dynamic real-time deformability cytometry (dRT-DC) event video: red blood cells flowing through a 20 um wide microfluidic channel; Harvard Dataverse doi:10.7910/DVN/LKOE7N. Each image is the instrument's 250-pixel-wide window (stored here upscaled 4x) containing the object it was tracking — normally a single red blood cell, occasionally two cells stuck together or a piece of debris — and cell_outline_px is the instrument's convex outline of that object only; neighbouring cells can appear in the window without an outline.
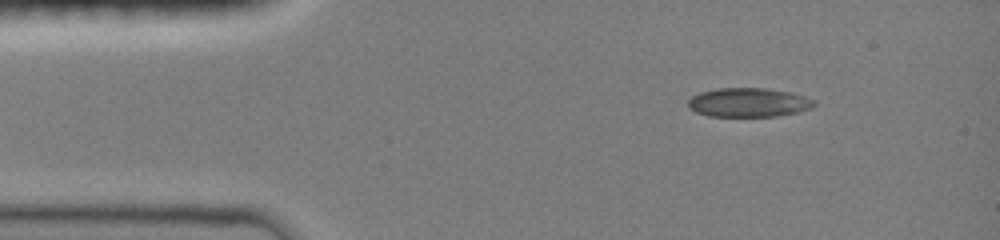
{"species": "common noctule bat (a hibernating species)", "species_latin": "Nyctalus noctula", "temperature_condition": "room temperature", "stored_images_in_passage": 42, "camera_frame_rate_fps": 3000, "um_per_image_px": 0.085, "animal": {"sex": "female", "body_mass_g": 19.0, "forearm_length_mm": 51.5}, "frame": {"image": 1, "passage_image": 1, "time_ms": 0.0, "image_size_px": [1000, 240], "cell_outline_px": [[816, 104], [812, 108], [800, 112], [776, 116], [708, 116], [696, 112], [688, 108], [688, 100], [692, 96], [700, 92], [716, 88], [764, 88], [788, 92], [804, 96], [816, 100]], "centroid_in_image_um": [63.63, 8.71], "position_along_channel_um": 21.4, "area_um2": 21.44}}
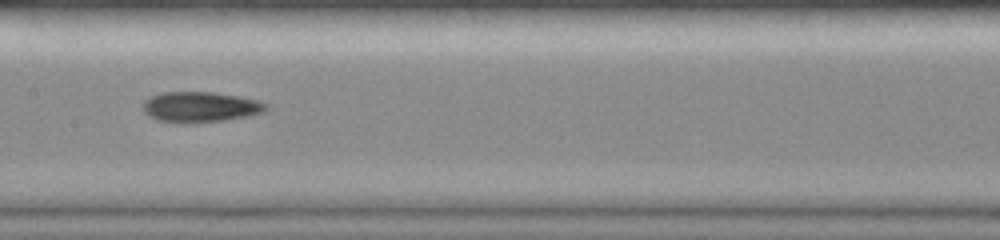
{"frame": {"image": 2, "passage_image": 18, "time_ms": 5.667, "image_size_px": [1000, 240], "cell_outline_px": [[268, 108], [264, 112], [248, 116], [224, 120], [188, 124], [180, 124], [156, 120], [148, 116], [144, 112], [144, 100], [148, 96], [160, 92], [212, 92], [240, 96], [260, 100], [268, 104]], "centroid_in_image_um": [17.01, 9.1], "position_along_channel_um": 190.4, "area_um2": 22.37}}
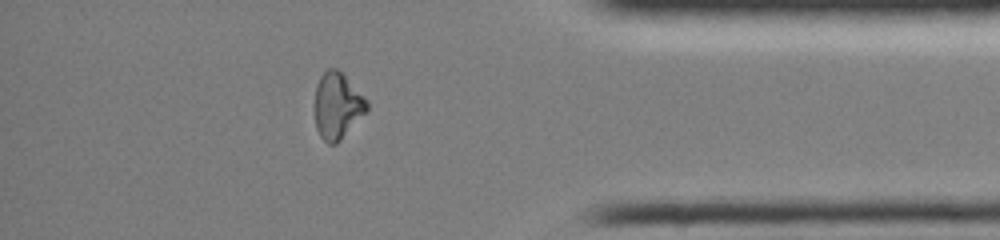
{"frame": {"image": 3, "passage_image": 35, "time_ms": 11.333, "image_size_px": [1000, 240], "cell_outline_px": [[368, 112], [336, 144], [328, 144], [320, 136], [316, 128], [316, 84], [320, 76], [328, 68], [336, 68], [368, 100]], "centroid_in_image_um": [28.7, 9.01], "position_along_channel_um": 406.5, "area_um2": 20.0}, "authors_computed_cell_mechanics": {"area_um2": 21.0103, "velocity_mm_per_s": 4.0769, "shape_relaxation_time_tau1_ms": null, "shape_relaxation_time_tau2_ms": 6.7846, "deformation_change_tau1": null, "deformation_change_tau2": 0.1272}}